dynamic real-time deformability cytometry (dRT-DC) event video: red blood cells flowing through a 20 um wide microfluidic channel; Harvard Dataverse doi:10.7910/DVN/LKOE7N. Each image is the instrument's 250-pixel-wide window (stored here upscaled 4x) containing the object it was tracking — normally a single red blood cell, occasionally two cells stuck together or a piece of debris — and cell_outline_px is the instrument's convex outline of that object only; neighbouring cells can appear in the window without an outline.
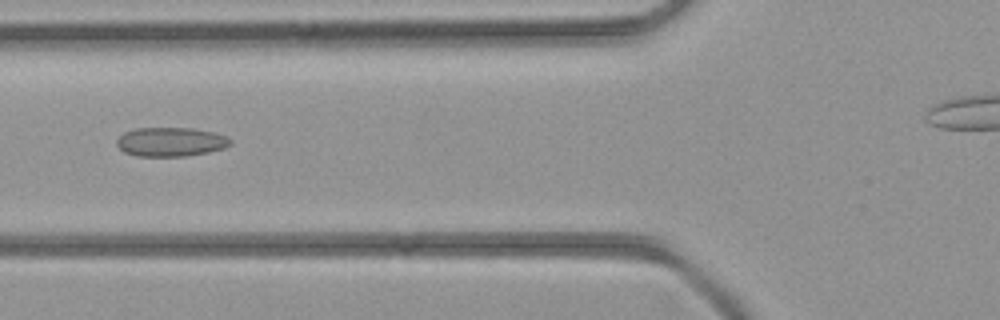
{"species": "common noctule bat (a hibernating species)", "species_latin": "Nyctalus noctula", "temperature_condition": "room temperature", "stored_images_in_passage": 27, "camera_frame_rate_fps": 3000, "um_per_image_px": 0.085, "animal": {"sex": "female", "body_mass_g": 21.9}, "frame": {"image": 1, "passage_image": 8, "time_ms": 2.333, "image_size_px": [1000, 320], "cell_outline_px": [[232, 144], [224, 148], [208, 152], [184, 156], [136, 156], [124, 152], [116, 144], [116, 140], [124, 132], [136, 128], [192, 128], [212, 132], [228, 136], [232, 140]], "centroid_in_image_um": [14.52, 12.06], "position_along_channel_um": 111.3, "area_um2": 19.31}}
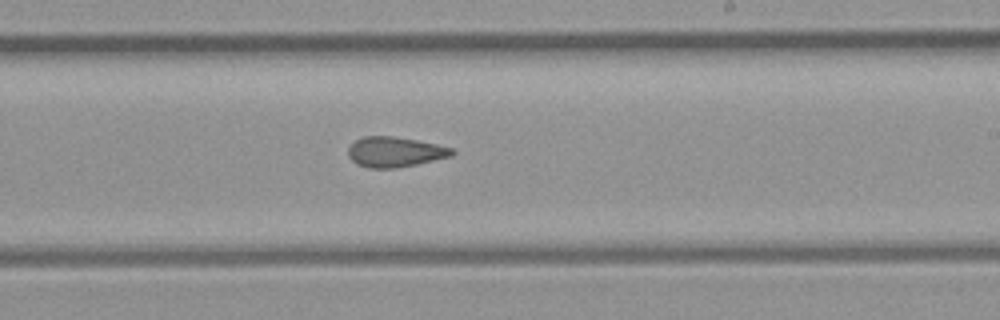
{"frame": {"image": 2, "passage_image": 17, "time_ms": 5.333, "image_size_px": [1000, 320], "cell_outline_px": [[456, 152], [452, 156], [416, 164], [396, 168], [368, 168], [356, 164], [348, 156], [348, 148], [356, 140], [364, 136], [392, 136], [416, 140], [436, 144], [452, 148]], "centroid_in_image_um": [33.56, 12.92], "position_along_channel_um": 255.4, "area_um2": 18.21}}
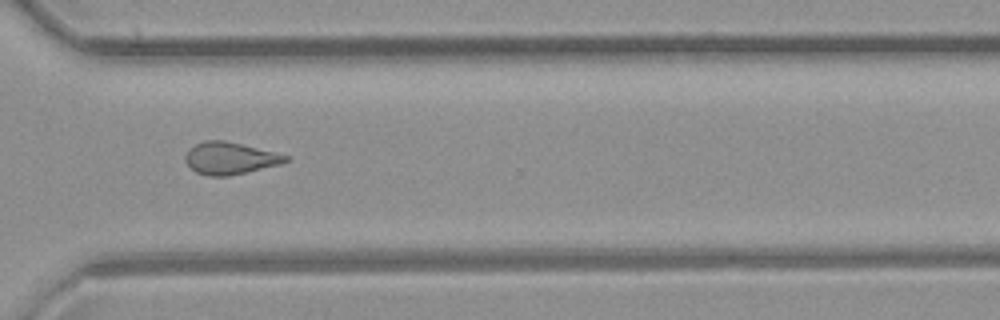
{"frame": {"image": 3, "passage_image": 23, "time_ms": 7.333, "image_size_px": [1000, 320], "cell_outline_px": [[288, 160], [280, 164], [228, 176], [208, 176], [196, 172], [184, 160], [184, 156], [188, 148], [204, 140], [224, 140], [288, 156]], "centroid_in_image_um": [19.47, 13.45], "position_along_channel_um": 351.1, "area_um2": 18.44}}